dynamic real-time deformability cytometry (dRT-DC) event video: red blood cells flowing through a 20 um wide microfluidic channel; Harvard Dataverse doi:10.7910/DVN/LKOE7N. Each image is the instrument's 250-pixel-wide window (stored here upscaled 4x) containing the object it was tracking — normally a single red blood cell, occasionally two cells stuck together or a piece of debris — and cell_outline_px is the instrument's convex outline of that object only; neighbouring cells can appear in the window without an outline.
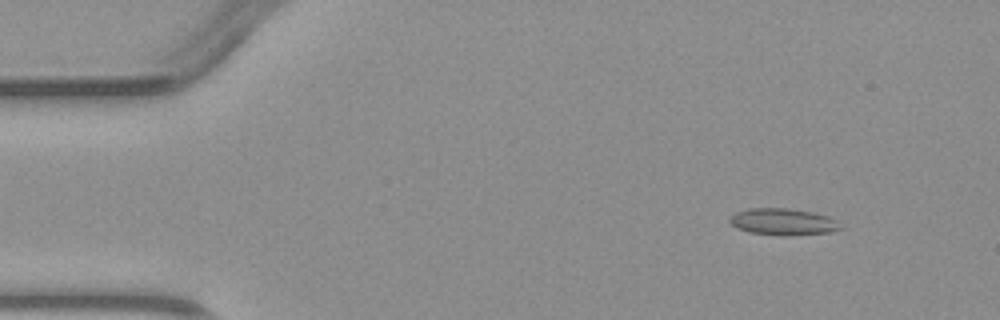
{"species": "common noctule bat (a hibernating species)", "species_latin": "Nyctalus noctula", "temperature_condition": "warm", "stored_images_in_passage": 4, "camera_frame_rate_fps": 3000, "um_per_image_px": 0.085, "animal": {"sex": "male", "body_mass_g": 23.1, "forearm_length_mm": 52.7}, "frame": {"image": 1, "passage_image": 2, "time_ms": 1.333, "image_size_px": [1000, 320], "cell_outline_px": [[844, 228], [828, 232], [784, 236], [780, 236], [748, 232], [732, 224], [728, 220], [728, 216], [736, 212], [748, 208], [788, 208], [816, 212], [828, 216], [836, 220]], "centroid_in_image_um": [66.56, 18.84], "position_along_channel_um": 18.4, "area_um2": 17.4}}